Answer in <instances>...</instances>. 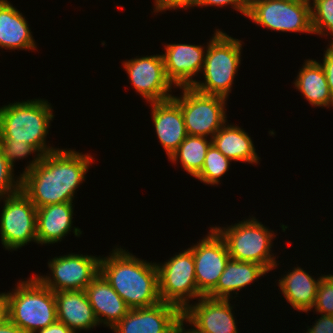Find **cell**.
Returning a JSON list of instances; mask_svg holds the SVG:
<instances>
[{"mask_svg":"<svg viewBox=\"0 0 333 333\" xmlns=\"http://www.w3.org/2000/svg\"><path fill=\"white\" fill-rule=\"evenodd\" d=\"M93 161L87 153L59 148L43 155L33 169L21 176V190L36 208L73 202Z\"/></svg>","mask_w":333,"mask_h":333,"instance_id":"cell-1","label":"cell"},{"mask_svg":"<svg viewBox=\"0 0 333 333\" xmlns=\"http://www.w3.org/2000/svg\"><path fill=\"white\" fill-rule=\"evenodd\" d=\"M116 246L100 259V273L130 308L161 302L156 262L144 261Z\"/></svg>","mask_w":333,"mask_h":333,"instance_id":"cell-2","label":"cell"},{"mask_svg":"<svg viewBox=\"0 0 333 333\" xmlns=\"http://www.w3.org/2000/svg\"><path fill=\"white\" fill-rule=\"evenodd\" d=\"M54 116L48 100L9 102L0 107V139L27 142L42 155L53 152L59 148L48 145L46 138Z\"/></svg>","mask_w":333,"mask_h":333,"instance_id":"cell-3","label":"cell"},{"mask_svg":"<svg viewBox=\"0 0 333 333\" xmlns=\"http://www.w3.org/2000/svg\"><path fill=\"white\" fill-rule=\"evenodd\" d=\"M16 287L6 293L9 319L25 333H34L57 321L54 292L35 276L19 280Z\"/></svg>","mask_w":333,"mask_h":333,"instance_id":"cell-4","label":"cell"},{"mask_svg":"<svg viewBox=\"0 0 333 333\" xmlns=\"http://www.w3.org/2000/svg\"><path fill=\"white\" fill-rule=\"evenodd\" d=\"M242 40L216 29L208 42L202 69L204 82L195 80L192 87L199 92L228 99L234 78L241 65Z\"/></svg>","mask_w":333,"mask_h":333,"instance_id":"cell-5","label":"cell"},{"mask_svg":"<svg viewBox=\"0 0 333 333\" xmlns=\"http://www.w3.org/2000/svg\"><path fill=\"white\" fill-rule=\"evenodd\" d=\"M224 239L230 258L264 266L269 272L279 265L272 253L275 232L251 216L227 227H213Z\"/></svg>","mask_w":333,"mask_h":333,"instance_id":"cell-6","label":"cell"},{"mask_svg":"<svg viewBox=\"0 0 333 333\" xmlns=\"http://www.w3.org/2000/svg\"><path fill=\"white\" fill-rule=\"evenodd\" d=\"M179 89L182 90L181 97L173 95L172 99L181 107L187 135L212 139L228 122L227 98L199 92L192 86Z\"/></svg>","mask_w":333,"mask_h":333,"instance_id":"cell-7","label":"cell"},{"mask_svg":"<svg viewBox=\"0 0 333 333\" xmlns=\"http://www.w3.org/2000/svg\"><path fill=\"white\" fill-rule=\"evenodd\" d=\"M246 17L268 30L314 34L309 0H250Z\"/></svg>","mask_w":333,"mask_h":333,"instance_id":"cell-8","label":"cell"},{"mask_svg":"<svg viewBox=\"0 0 333 333\" xmlns=\"http://www.w3.org/2000/svg\"><path fill=\"white\" fill-rule=\"evenodd\" d=\"M156 266L161 301L177 306L183 312L191 300L203 297L197 288L194 257L189 248Z\"/></svg>","mask_w":333,"mask_h":333,"instance_id":"cell-9","label":"cell"},{"mask_svg":"<svg viewBox=\"0 0 333 333\" xmlns=\"http://www.w3.org/2000/svg\"><path fill=\"white\" fill-rule=\"evenodd\" d=\"M0 238L8 251L18 250L30 242H37V208L22 191L1 199Z\"/></svg>","mask_w":333,"mask_h":333,"instance_id":"cell-10","label":"cell"},{"mask_svg":"<svg viewBox=\"0 0 333 333\" xmlns=\"http://www.w3.org/2000/svg\"><path fill=\"white\" fill-rule=\"evenodd\" d=\"M101 257L70 253L48 262L51 274L35 277L53 292L85 290L100 273Z\"/></svg>","mask_w":333,"mask_h":333,"instance_id":"cell-11","label":"cell"},{"mask_svg":"<svg viewBox=\"0 0 333 333\" xmlns=\"http://www.w3.org/2000/svg\"><path fill=\"white\" fill-rule=\"evenodd\" d=\"M137 94L147 103L159 102L173 97V84L167 78L162 54L142 56L122 63ZM171 93V94H170Z\"/></svg>","mask_w":333,"mask_h":333,"instance_id":"cell-12","label":"cell"},{"mask_svg":"<svg viewBox=\"0 0 333 333\" xmlns=\"http://www.w3.org/2000/svg\"><path fill=\"white\" fill-rule=\"evenodd\" d=\"M189 249L194 257L198 291L207 296L216 287L230 259L227 245L211 226L208 234Z\"/></svg>","mask_w":333,"mask_h":333,"instance_id":"cell-13","label":"cell"},{"mask_svg":"<svg viewBox=\"0 0 333 333\" xmlns=\"http://www.w3.org/2000/svg\"><path fill=\"white\" fill-rule=\"evenodd\" d=\"M182 311L163 301L156 305L130 309L111 329L115 333H176Z\"/></svg>","mask_w":333,"mask_h":333,"instance_id":"cell-14","label":"cell"},{"mask_svg":"<svg viewBox=\"0 0 333 333\" xmlns=\"http://www.w3.org/2000/svg\"><path fill=\"white\" fill-rule=\"evenodd\" d=\"M183 312L185 323L199 333H238L234 306L230 299H212L207 296L197 299Z\"/></svg>","mask_w":333,"mask_h":333,"instance_id":"cell-15","label":"cell"},{"mask_svg":"<svg viewBox=\"0 0 333 333\" xmlns=\"http://www.w3.org/2000/svg\"><path fill=\"white\" fill-rule=\"evenodd\" d=\"M162 53L167 78L175 88L192 86L193 77L202 72L208 48L202 45L170 43L164 45Z\"/></svg>","mask_w":333,"mask_h":333,"instance_id":"cell-16","label":"cell"},{"mask_svg":"<svg viewBox=\"0 0 333 333\" xmlns=\"http://www.w3.org/2000/svg\"><path fill=\"white\" fill-rule=\"evenodd\" d=\"M148 104L151 107L157 139L169 159L187 137L181 107L172 98Z\"/></svg>","mask_w":333,"mask_h":333,"instance_id":"cell-17","label":"cell"},{"mask_svg":"<svg viewBox=\"0 0 333 333\" xmlns=\"http://www.w3.org/2000/svg\"><path fill=\"white\" fill-rule=\"evenodd\" d=\"M73 202L51 204L37 208V242L38 244H55L61 242L64 236L73 229L75 236L80 237L82 231L73 228Z\"/></svg>","mask_w":333,"mask_h":333,"instance_id":"cell-18","label":"cell"},{"mask_svg":"<svg viewBox=\"0 0 333 333\" xmlns=\"http://www.w3.org/2000/svg\"><path fill=\"white\" fill-rule=\"evenodd\" d=\"M85 292L100 325L112 329L130 310L104 276L99 273Z\"/></svg>","mask_w":333,"mask_h":333,"instance_id":"cell-19","label":"cell"},{"mask_svg":"<svg viewBox=\"0 0 333 333\" xmlns=\"http://www.w3.org/2000/svg\"><path fill=\"white\" fill-rule=\"evenodd\" d=\"M57 305V320L75 333L89 331L99 326L85 290L54 292Z\"/></svg>","mask_w":333,"mask_h":333,"instance_id":"cell-20","label":"cell"},{"mask_svg":"<svg viewBox=\"0 0 333 333\" xmlns=\"http://www.w3.org/2000/svg\"><path fill=\"white\" fill-rule=\"evenodd\" d=\"M28 21L8 0H0V48L37 50Z\"/></svg>","mask_w":333,"mask_h":333,"instance_id":"cell-21","label":"cell"},{"mask_svg":"<svg viewBox=\"0 0 333 333\" xmlns=\"http://www.w3.org/2000/svg\"><path fill=\"white\" fill-rule=\"evenodd\" d=\"M281 276L278 280V286L286 302L290 303L293 309L298 312L308 313L311 311L316 301L320 281L324 275L321 274L318 279L314 278L297 265Z\"/></svg>","mask_w":333,"mask_h":333,"instance_id":"cell-22","label":"cell"},{"mask_svg":"<svg viewBox=\"0 0 333 333\" xmlns=\"http://www.w3.org/2000/svg\"><path fill=\"white\" fill-rule=\"evenodd\" d=\"M268 270L259 264L229 259L216 287L207 295L212 299H233L243 288L268 274ZM256 280V281H255Z\"/></svg>","mask_w":333,"mask_h":333,"instance_id":"cell-23","label":"cell"},{"mask_svg":"<svg viewBox=\"0 0 333 333\" xmlns=\"http://www.w3.org/2000/svg\"><path fill=\"white\" fill-rule=\"evenodd\" d=\"M251 136L238 125L227 124L213 136L212 144L231 161L247 164H258L259 155L256 153Z\"/></svg>","mask_w":333,"mask_h":333,"instance_id":"cell-24","label":"cell"},{"mask_svg":"<svg viewBox=\"0 0 333 333\" xmlns=\"http://www.w3.org/2000/svg\"><path fill=\"white\" fill-rule=\"evenodd\" d=\"M304 65L299 69L294 86L304 98L314 107H333V98L330 94L326 75L319 61L314 59L304 60Z\"/></svg>","mask_w":333,"mask_h":333,"instance_id":"cell-25","label":"cell"},{"mask_svg":"<svg viewBox=\"0 0 333 333\" xmlns=\"http://www.w3.org/2000/svg\"><path fill=\"white\" fill-rule=\"evenodd\" d=\"M208 140L202 136L187 135L177 150L170 156L169 161L173 164L180 162L184 171L195 177L201 171L207 150L212 144V139Z\"/></svg>","mask_w":333,"mask_h":333,"instance_id":"cell-26","label":"cell"},{"mask_svg":"<svg viewBox=\"0 0 333 333\" xmlns=\"http://www.w3.org/2000/svg\"><path fill=\"white\" fill-rule=\"evenodd\" d=\"M231 162L214 144H211L207 150L203 167L194 178L205 185L216 186L220 183V178L229 170Z\"/></svg>","mask_w":333,"mask_h":333,"instance_id":"cell-27","label":"cell"},{"mask_svg":"<svg viewBox=\"0 0 333 333\" xmlns=\"http://www.w3.org/2000/svg\"><path fill=\"white\" fill-rule=\"evenodd\" d=\"M0 150L13 168L16 160H22L28 157V155L35 154L34 159L29 161L23 173H20V176L33 169L43 156L33 145L24 141L13 142V139H0Z\"/></svg>","mask_w":333,"mask_h":333,"instance_id":"cell-28","label":"cell"},{"mask_svg":"<svg viewBox=\"0 0 333 333\" xmlns=\"http://www.w3.org/2000/svg\"><path fill=\"white\" fill-rule=\"evenodd\" d=\"M309 1L313 33L321 37L333 36V0ZM329 44H333V39Z\"/></svg>","mask_w":333,"mask_h":333,"instance_id":"cell-29","label":"cell"},{"mask_svg":"<svg viewBox=\"0 0 333 333\" xmlns=\"http://www.w3.org/2000/svg\"><path fill=\"white\" fill-rule=\"evenodd\" d=\"M313 309L317 314L333 316V273L321 279Z\"/></svg>","mask_w":333,"mask_h":333,"instance_id":"cell-30","label":"cell"},{"mask_svg":"<svg viewBox=\"0 0 333 333\" xmlns=\"http://www.w3.org/2000/svg\"><path fill=\"white\" fill-rule=\"evenodd\" d=\"M14 168L0 150V201L21 190V176L14 177ZM17 178V179H15Z\"/></svg>","mask_w":333,"mask_h":333,"instance_id":"cell-31","label":"cell"},{"mask_svg":"<svg viewBox=\"0 0 333 333\" xmlns=\"http://www.w3.org/2000/svg\"><path fill=\"white\" fill-rule=\"evenodd\" d=\"M231 5L233 9L247 16L250 0H199L196 7H208V6H216L218 8Z\"/></svg>","mask_w":333,"mask_h":333,"instance_id":"cell-32","label":"cell"},{"mask_svg":"<svg viewBox=\"0 0 333 333\" xmlns=\"http://www.w3.org/2000/svg\"><path fill=\"white\" fill-rule=\"evenodd\" d=\"M153 13L196 7L199 0H154Z\"/></svg>","mask_w":333,"mask_h":333,"instance_id":"cell-33","label":"cell"},{"mask_svg":"<svg viewBox=\"0 0 333 333\" xmlns=\"http://www.w3.org/2000/svg\"><path fill=\"white\" fill-rule=\"evenodd\" d=\"M324 52L323 60L320 64L324 69L329 91L333 98V44H329Z\"/></svg>","mask_w":333,"mask_h":333,"instance_id":"cell-34","label":"cell"},{"mask_svg":"<svg viewBox=\"0 0 333 333\" xmlns=\"http://www.w3.org/2000/svg\"><path fill=\"white\" fill-rule=\"evenodd\" d=\"M312 327H307L306 333H333V316L320 314Z\"/></svg>","mask_w":333,"mask_h":333,"instance_id":"cell-35","label":"cell"},{"mask_svg":"<svg viewBox=\"0 0 333 333\" xmlns=\"http://www.w3.org/2000/svg\"><path fill=\"white\" fill-rule=\"evenodd\" d=\"M34 333H75V332L71 330L69 327H67L65 324L57 320L48 327L39 329Z\"/></svg>","mask_w":333,"mask_h":333,"instance_id":"cell-36","label":"cell"},{"mask_svg":"<svg viewBox=\"0 0 333 333\" xmlns=\"http://www.w3.org/2000/svg\"><path fill=\"white\" fill-rule=\"evenodd\" d=\"M8 316V300L6 293H0V324L4 323Z\"/></svg>","mask_w":333,"mask_h":333,"instance_id":"cell-37","label":"cell"},{"mask_svg":"<svg viewBox=\"0 0 333 333\" xmlns=\"http://www.w3.org/2000/svg\"><path fill=\"white\" fill-rule=\"evenodd\" d=\"M0 333H25V332L8 318L4 323L0 324Z\"/></svg>","mask_w":333,"mask_h":333,"instance_id":"cell-38","label":"cell"},{"mask_svg":"<svg viewBox=\"0 0 333 333\" xmlns=\"http://www.w3.org/2000/svg\"><path fill=\"white\" fill-rule=\"evenodd\" d=\"M185 320L182 318L179 326H178V329L176 331V333H199V332H196L193 328L191 329H185Z\"/></svg>","mask_w":333,"mask_h":333,"instance_id":"cell-39","label":"cell"}]
</instances>
